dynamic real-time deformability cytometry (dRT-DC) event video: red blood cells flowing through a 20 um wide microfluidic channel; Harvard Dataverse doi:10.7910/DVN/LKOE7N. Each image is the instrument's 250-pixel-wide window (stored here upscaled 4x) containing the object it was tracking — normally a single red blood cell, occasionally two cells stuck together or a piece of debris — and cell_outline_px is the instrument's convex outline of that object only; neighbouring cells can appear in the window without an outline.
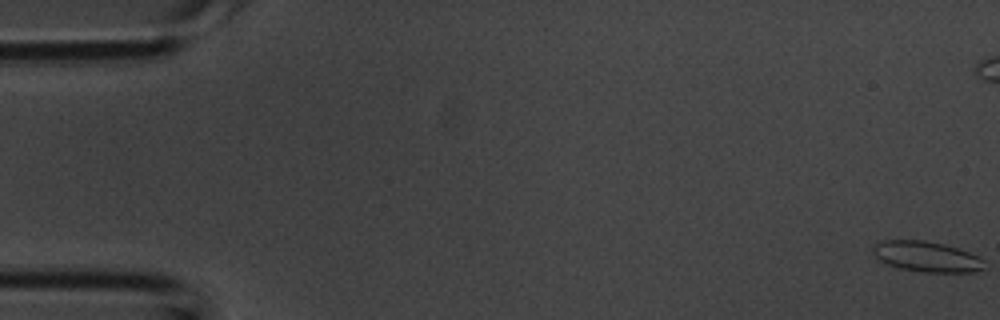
{"species": "common noctule bat (a hibernating species)", "species_latin": "Nyctalus noctula", "temperature_condition": "room temperature", "stored_images_in_passage": 45, "camera_frame_rate_fps": 3000, "um_per_image_px": 0.085, "animal": {"sex": "male", "body_mass_g": 20.1, "forearm_length_mm": 53.5}, "frame": {"image": 1, "passage_image": 1, "time_ms": 0.0, "image_size_px": [1000, 320], "cell_outline_px": [[984, 268], [976, 272], [920, 272], [896, 268], [880, 260], [876, 256], [872, 248], [876, 244], [884, 240], [924, 240], [944, 244], [968, 252], [984, 260]], "centroid_in_image_um": [78.76, 21.82], "position_along_channel_um": 6.2, "area_um2": 19.71}}
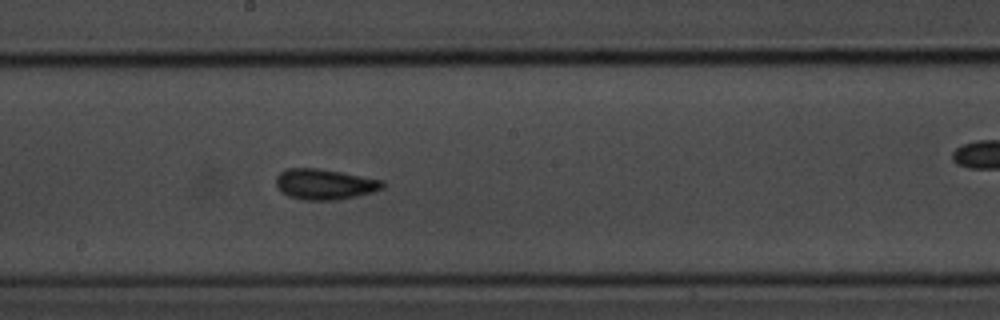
{"frame": {"image": 2, "passage_image": 24, "time_ms": 7.667, "image_size_px": [1000, 320], "cell_outline_px": [[384, 188], [372, 192], [356, 196], [336, 200], [304, 200], [288, 196], [280, 192], [276, 184], [276, 176], [284, 168], [320, 168], [384, 180]], "centroid_in_image_um": [27.57, 15.65], "position_along_channel_um": 220.6, "area_um2": 19.19}}
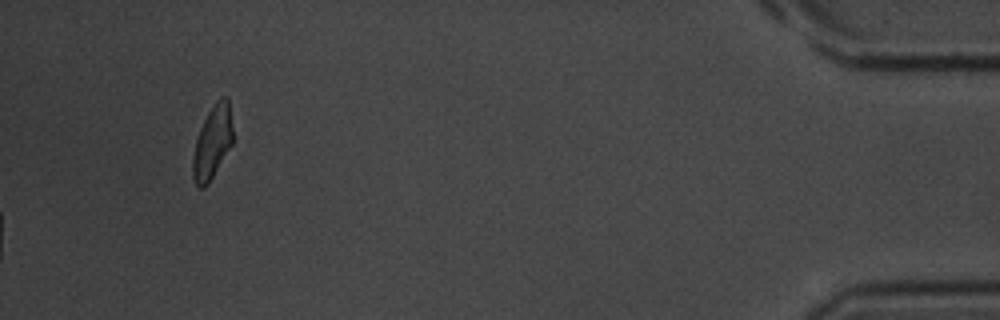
{"frame": {"image": 3, "passage_image": 45, "time_ms": 14.667, "image_size_px": [1000, 320], "cell_outline_px": [[232, 144], [208, 184], [204, 188], [200, 188], [196, 184], [192, 176], [192, 156], [196, 140], [200, 128], [208, 112], [216, 100], [220, 96], [228, 96], [232, 128]], "centroid_in_image_um": [18.04, 12.09], "position_along_channel_um": 417.2, "area_um2": 16.99}}